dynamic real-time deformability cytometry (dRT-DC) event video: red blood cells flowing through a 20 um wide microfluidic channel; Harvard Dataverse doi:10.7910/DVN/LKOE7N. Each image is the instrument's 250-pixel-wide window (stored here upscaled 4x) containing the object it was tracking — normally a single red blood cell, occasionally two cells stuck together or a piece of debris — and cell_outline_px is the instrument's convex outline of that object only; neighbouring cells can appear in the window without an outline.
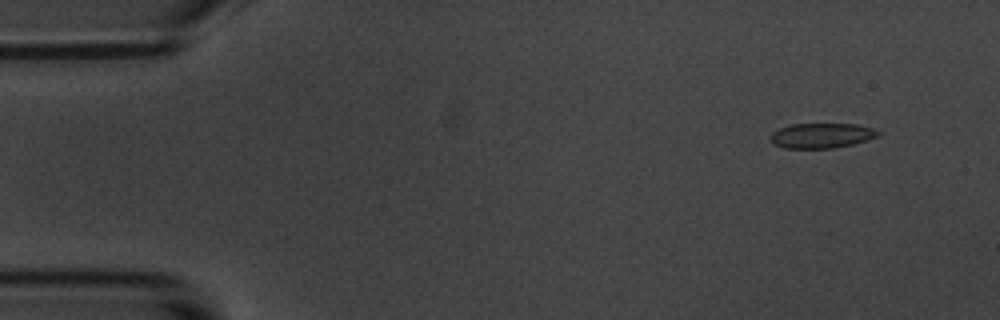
{"species": "common noctule bat (a hibernating species)", "species_latin": "Nyctalus noctula", "temperature_condition": "room temperature", "stored_images_in_passage": 52, "camera_frame_rate_fps": 3000, "um_per_image_px": 0.085, "animal": {"sex": "male", "body_mass_g": 20.1, "forearm_length_mm": 53.5}, "frame": {"image": 1, "passage_image": 1, "time_ms": 0.0, "image_size_px": [1000, 320], "cell_outline_px": [[880, 132], [876, 136], [852, 144], [832, 148], [784, 148], [772, 144], [768, 136], [772, 132], [780, 128], [792, 124], [856, 124], [872, 128]], "centroid_in_image_um": [69.74, 11.52], "position_along_channel_um": 15.3, "area_um2": 15.55}}
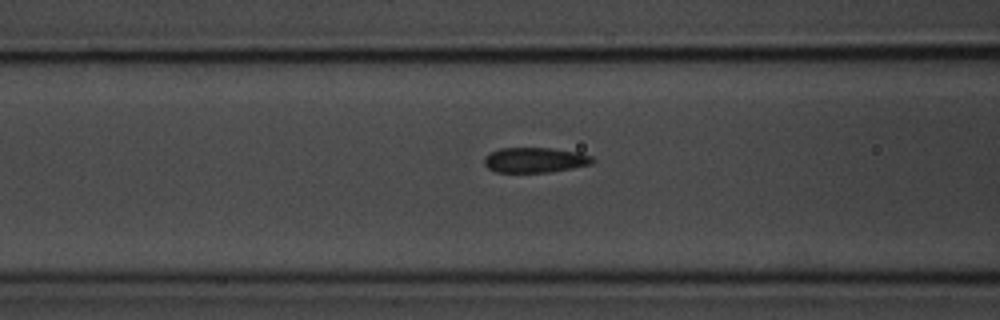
{"frame": {"image": 2, "passage_image": 18, "time_ms": 5.667, "image_size_px": [1000, 320], "cell_outline_px": [[596, 160], [592, 164], [572, 168], [548, 172], [496, 172], [488, 168], [484, 164], [484, 156], [500, 148], [548, 148], [580, 152], [592, 156]], "centroid_in_image_um": [45.49, 13.6], "position_along_channel_um": 121.1, "area_um2": 15.9}}
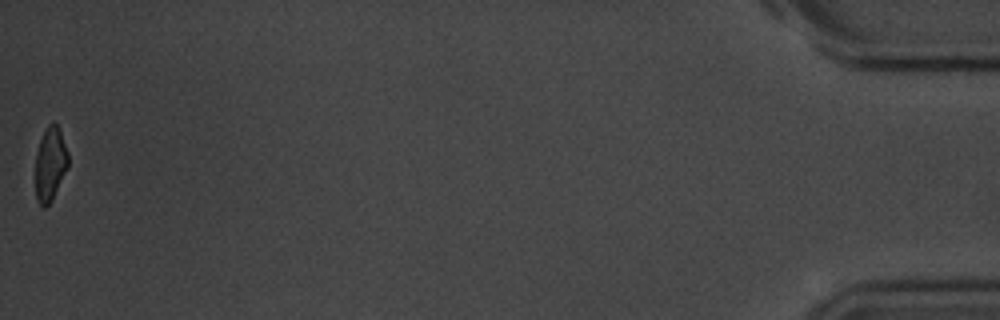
{"frame": {"image": 3, "passage_image": 52, "time_ms": 17.0, "image_size_px": [1000, 320], "cell_outline_px": [[68, 168], [52, 200], [44, 208], [36, 200], [36, 152], [40, 140], [48, 124], [52, 120], [56, 124], [60, 132], [68, 152]], "centroid_in_image_um": [4.27, 13.95], "position_along_channel_um": 430.9, "area_um2": 14.05}, "authors_computed_cell_mechanics": {"area_um2": 16.0973, "velocity_mm_per_s": 3.6001, "shape_relaxation_time_tau1_ms": 5.7651, "shape_relaxation_time_tau2_ms": 1.7789, "deformation_change_tau1": 0.1279, "deformation_change_tau2": 0.0785}}